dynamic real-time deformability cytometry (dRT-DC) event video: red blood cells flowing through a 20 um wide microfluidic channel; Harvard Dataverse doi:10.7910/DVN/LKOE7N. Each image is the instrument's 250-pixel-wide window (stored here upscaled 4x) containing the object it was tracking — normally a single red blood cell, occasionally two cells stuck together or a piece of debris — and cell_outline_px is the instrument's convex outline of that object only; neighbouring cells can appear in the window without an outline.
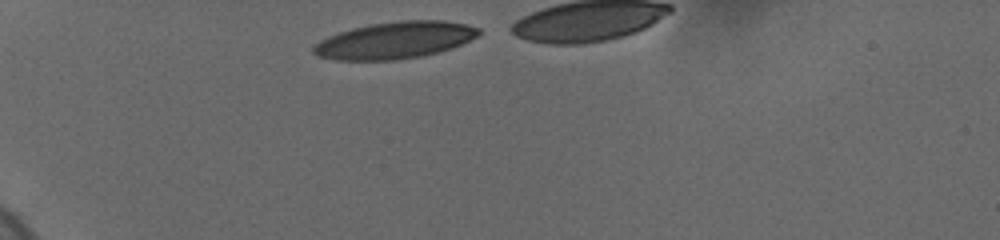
{"species": "human", "species_latin": "Homo sapiens", "temperature_condition": "cold", "stored_images_in_passage": 7, "camera_frame_rate_fps": 3000, "um_per_image_px": 0.085, "donor": {"sex": "female"}, "frame": {"image": 1, "passage_image": 1, "time_ms": 0.0, "image_size_px": [1000, 240], "cell_outline_px": [[480, 36], [452, 48], [420, 56], [396, 60], [336, 60], [316, 56], [312, 52], [312, 48], [320, 40], [328, 36], [352, 28], [372, 24], [400, 20], [444, 20], [464, 24], [480, 28]], "centroid_in_image_um": [33.57, 3.42], "position_along_channel_um": 51.4, "area_um2": 35.49}}